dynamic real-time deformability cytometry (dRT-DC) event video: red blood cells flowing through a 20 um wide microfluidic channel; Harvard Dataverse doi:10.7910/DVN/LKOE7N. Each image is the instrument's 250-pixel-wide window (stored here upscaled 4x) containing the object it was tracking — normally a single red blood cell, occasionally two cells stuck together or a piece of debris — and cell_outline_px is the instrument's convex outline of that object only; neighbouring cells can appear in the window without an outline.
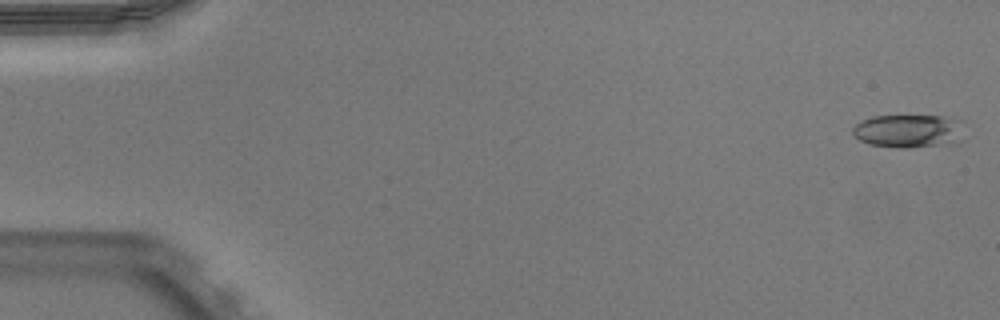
{"species": "Egyptian fruit bat (a non-hibernating species)", "species_latin": "Rousettus aegyptiacus", "temperature_condition": "warm", "stored_images_in_passage": 51, "camera_frame_rate_fps": 3000, "um_per_image_px": 0.085, "animal": {"sex": "male"}, "frame": {"image": 1, "passage_image": 1, "time_ms": 0.0, "image_size_px": [1000, 320], "cell_outline_px": [[960, 120], [936, 144], [908, 148], [900, 148], [868, 144], [860, 140], [852, 132], [852, 128], [856, 124], [872, 116], [944, 116]], "centroid_in_image_um": [76.81, 11.09], "position_along_channel_um": 8.2, "area_um2": 19.31}}
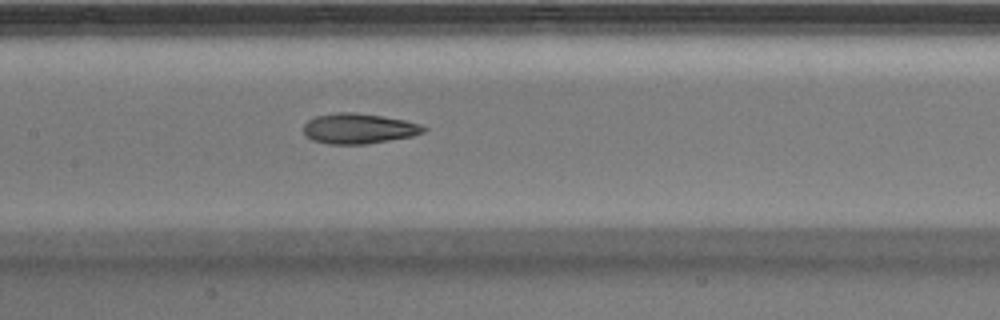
{"frame": {"image": 2, "passage_image": 25, "time_ms": 8.0, "image_size_px": [1000, 320], "cell_outline_px": [[428, 128], [424, 132], [412, 136], [364, 144], [328, 144], [312, 140], [304, 132], [304, 124], [308, 120], [316, 116], [336, 112], [356, 112], [404, 120], [420, 124]], "centroid_in_image_um": [30.48, 10.92], "position_along_channel_um": 176.9, "area_um2": 21.04}}
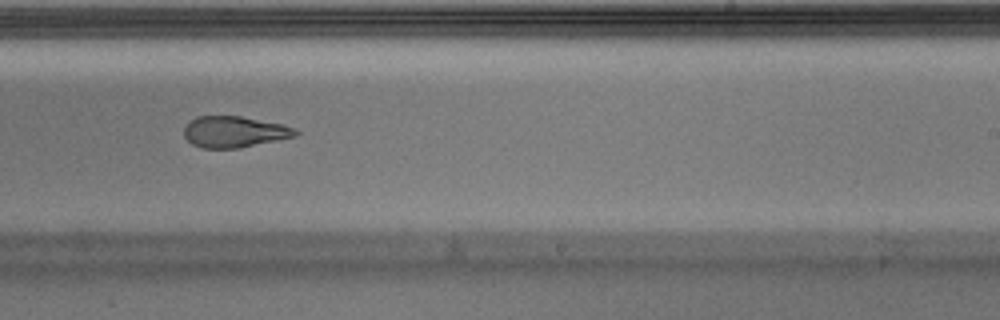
{"frame": {"image": 3, "passage_image": 32, "time_ms": 10.333, "image_size_px": [1000, 320], "cell_outline_px": [[300, 132], [296, 136], [236, 148], [200, 148], [192, 144], [184, 136], [184, 128], [196, 116], [240, 116], [284, 124]], "centroid_in_image_um": [19.9, 11.2], "position_along_channel_um": 269.1, "area_um2": 20.06}, "authors_computed_cell_mechanics": {"area_um2": 20.9814, "velocity_mm_per_s": 3.967, "shape_relaxation_time_tau1_ms": 9.3104, "shape_relaxation_time_tau2_ms": 2.2181, "deformation_change_tau1": 0.2551, "deformation_change_tau2": 0.1008}}